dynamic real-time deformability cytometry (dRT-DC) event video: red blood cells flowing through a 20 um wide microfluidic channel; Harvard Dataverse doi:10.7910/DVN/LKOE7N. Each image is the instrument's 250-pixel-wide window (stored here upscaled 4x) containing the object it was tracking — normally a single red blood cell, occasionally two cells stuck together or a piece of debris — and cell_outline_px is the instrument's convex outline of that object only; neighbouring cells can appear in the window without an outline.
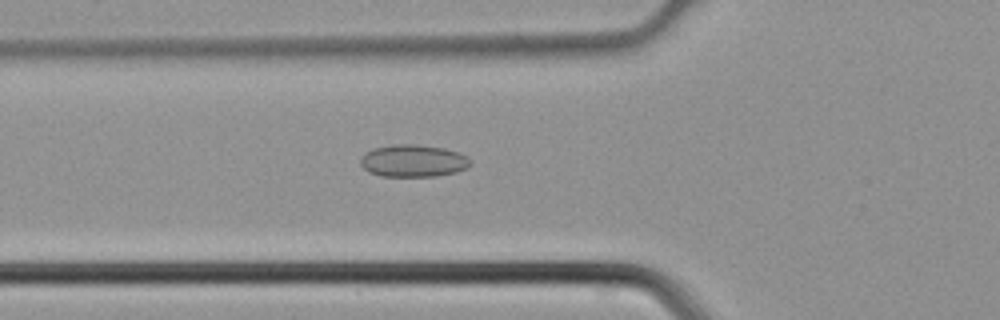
{"species": "common noctule bat (a hibernating species)", "species_latin": "Nyctalus noctula", "temperature_condition": "cold", "stored_images_in_passage": 31, "camera_frame_rate_fps": 3000, "um_per_image_px": 0.085, "animal": {"sex": "male", "body_mass_g": 21.5, "forearm_length_mm": 52.0}, "frame": {"image": 1, "passage_image": 3, "time_ms": 0.667, "image_size_px": [1000, 320], "cell_outline_px": [[472, 164], [468, 168], [456, 172], [436, 176], [380, 176], [368, 172], [360, 164], [360, 156], [372, 148], [392, 144], [416, 144], [444, 148], [468, 156], [472, 160]], "centroid_in_image_um": [35.12, 13.66], "position_along_channel_um": 90.7, "area_um2": 20.98}}
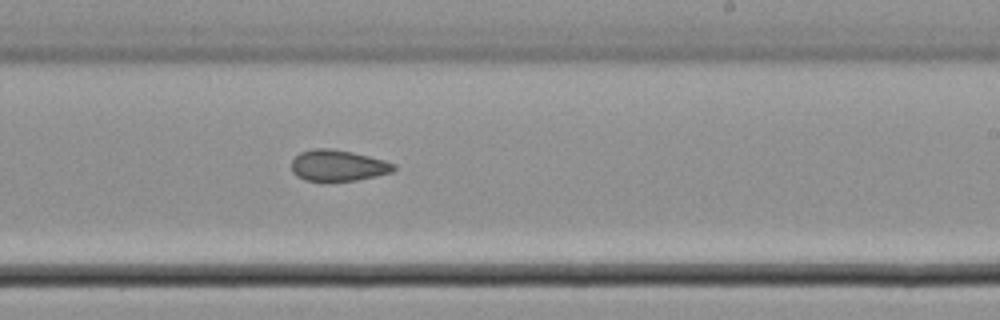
{"frame": {"image": 2, "passage_image": 14, "time_ms": 4.333, "image_size_px": [1000, 320], "cell_outline_px": [[396, 168], [392, 172], [376, 176], [356, 180], [304, 180], [296, 176], [292, 172], [292, 160], [300, 152], [312, 148], [332, 148], [352, 152], [384, 160], [392, 164]], "centroid_in_image_um": [28.69, 14.05], "position_along_channel_um": 260.3, "area_um2": 18.38}}
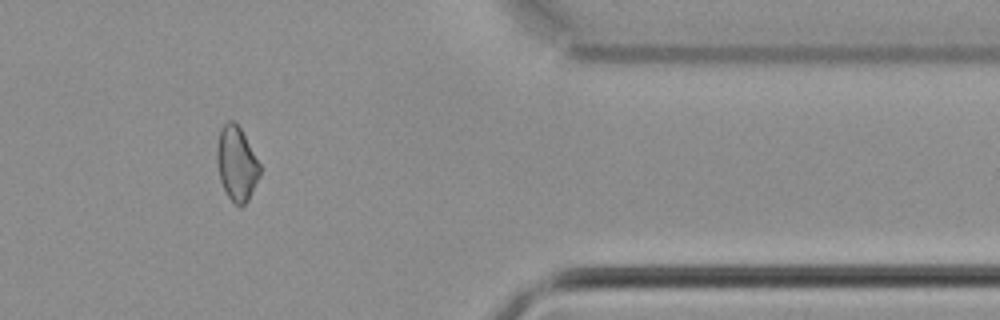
{"frame": {"image": 3, "passage_image": 24, "time_ms": 7.667, "image_size_px": [1000, 320], "cell_outline_px": [[260, 176], [248, 200], [240, 208], [228, 196], [220, 180], [216, 160], [216, 148], [220, 128], [228, 120], [232, 120], [240, 128], [260, 164]], "centroid_in_image_um": [20.1, 13.91], "position_along_channel_um": 391.3, "area_um2": 18.5}}